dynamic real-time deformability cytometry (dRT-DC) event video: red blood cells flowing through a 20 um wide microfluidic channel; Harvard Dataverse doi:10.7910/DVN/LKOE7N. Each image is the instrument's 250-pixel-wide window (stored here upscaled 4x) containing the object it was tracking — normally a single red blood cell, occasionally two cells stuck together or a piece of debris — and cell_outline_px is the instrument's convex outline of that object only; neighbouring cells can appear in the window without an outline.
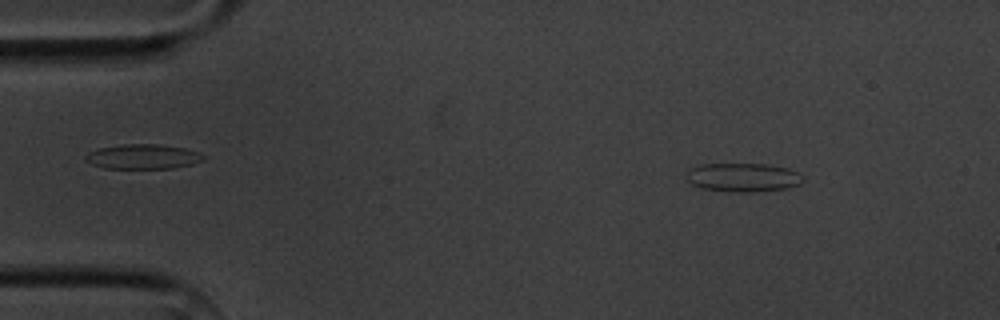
{"species": "common noctule bat (a hibernating species)", "species_latin": "Nyctalus noctula", "temperature_condition": "cold", "stored_images_in_passage": 3, "camera_frame_rate_fps": 3000, "um_per_image_px": 0.085, "animal": {"sex": "male", "body_mass_g": 20.1, "forearm_length_mm": 53.5}, "frame": {"image": 1, "passage_image": 1, "time_ms": 0.0, "image_size_px": [1000, 320], "cell_outline_px": [[804, 180], [800, 184], [788, 188], [756, 192], [732, 192], [700, 188], [692, 184], [684, 176], [688, 168], [700, 164], [768, 164], [788, 168], [800, 172], [804, 176]], "centroid_in_image_um": [63.16, 15.08], "position_along_channel_um": 21.8, "area_um2": 20.0}}